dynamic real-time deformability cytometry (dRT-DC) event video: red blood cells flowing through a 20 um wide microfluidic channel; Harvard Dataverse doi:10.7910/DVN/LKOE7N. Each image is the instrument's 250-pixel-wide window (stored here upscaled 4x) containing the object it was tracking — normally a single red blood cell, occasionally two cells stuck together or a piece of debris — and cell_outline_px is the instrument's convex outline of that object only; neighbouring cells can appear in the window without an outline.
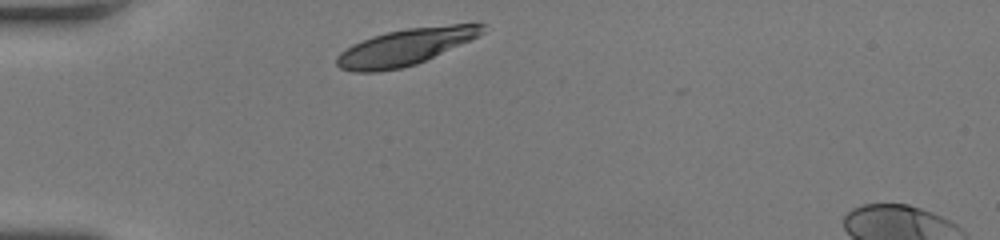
{"species": "human", "species_latin": "Homo sapiens", "temperature_condition": "room temperature", "stored_images_in_passage": 28, "camera_frame_rate_fps": 3000, "um_per_image_px": 0.085, "donor": {"sex": "female"}, "frame": {"image": 1, "passage_image": 1, "time_ms": 0.0, "image_size_px": [1000, 240], "cell_outline_px": [[484, 32], [468, 40], [416, 64], [400, 68], [376, 72], [352, 72], [340, 68], [336, 64], [336, 56], [340, 52], [352, 44], [372, 36], [388, 32], [408, 28], [452, 24], [484, 24]], "centroid_in_image_um": [34.36, 4.0], "position_along_channel_um": 50.6, "area_um2": 30.35}}
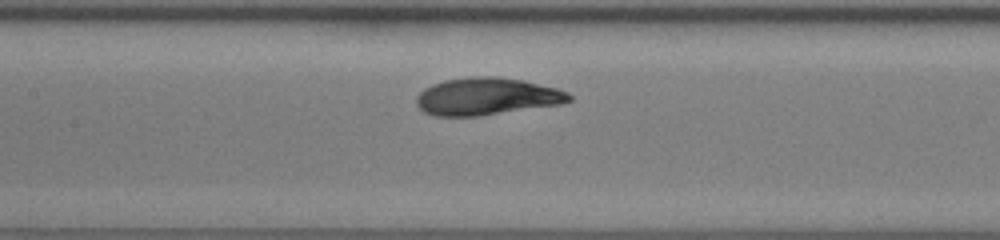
{"frame": {"image": 2, "passage_image": 11, "time_ms": 3.333, "image_size_px": [1000, 240], "cell_outline_px": [[572, 100], [560, 104], [480, 116], [436, 116], [424, 112], [416, 104], [416, 96], [424, 88], [432, 84], [444, 80], [468, 76], [492, 76], [524, 80], [556, 88], [568, 92], [572, 96]], "centroid_in_image_um": [41.36, 8.19], "position_along_channel_um": 166.0, "area_um2": 33.35}}
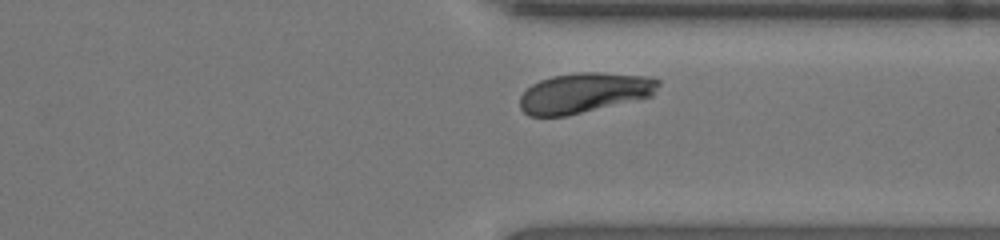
{"frame": {"image": 3, "passage_image": 25, "time_ms": 8.0, "image_size_px": [1000, 240], "cell_outline_px": [[660, 84], [652, 96], [564, 116], [528, 116], [520, 108], [520, 96], [532, 84], [540, 80], [552, 76], [576, 72], [600, 72], [652, 76], [660, 80]], "centroid_in_image_um": [49.67, 7.87], "position_along_channel_um": 361.7, "area_um2": 32.31}, "authors_computed_cell_mechanics": {"area_um2": 32.4836, "velocity_mm_per_s": 4.1734, "shape_relaxation_time_tau1_ms": 2.4312, "shape_relaxation_time_tau2_ms": null, "deformation_change_tau1": 0.1117, "deformation_change_tau2": null}}